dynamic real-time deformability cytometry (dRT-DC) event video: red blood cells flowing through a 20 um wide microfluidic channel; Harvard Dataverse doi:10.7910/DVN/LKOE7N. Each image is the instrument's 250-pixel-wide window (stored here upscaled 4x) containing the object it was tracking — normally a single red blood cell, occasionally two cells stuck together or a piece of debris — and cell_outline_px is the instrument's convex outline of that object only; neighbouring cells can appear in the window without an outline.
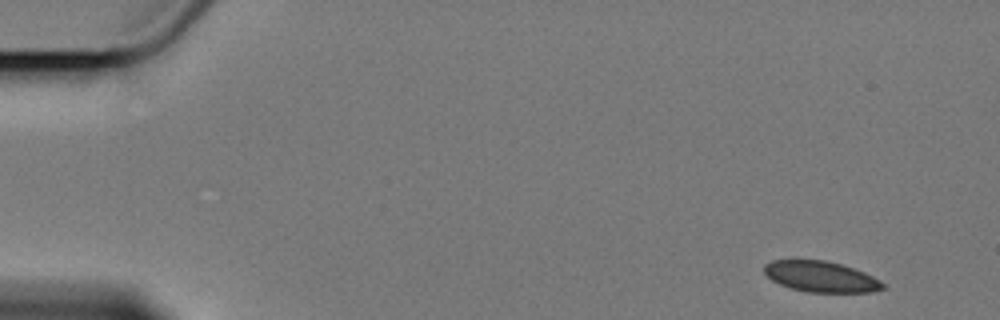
{"species": "Egyptian fruit bat (a non-hibernating species)", "species_latin": "Rousettus aegyptiacus", "temperature_condition": "cold", "stored_images_in_passage": 8, "camera_frame_rate_fps": 3000, "um_per_image_px": 0.085, "animal": {"sex": "female"}, "frame": {"image": 1, "passage_image": 1, "time_ms": 0.0, "image_size_px": [1000, 320], "cell_outline_px": [[884, 288], [872, 292], [804, 292], [788, 288], [772, 280], [764, 272], [764, 264], [772, 260], [824, 260], [840, 264], [864, 272], [880, 280], [884, 284]], "centroid_in_image_um": [69.75, 23.52], "position_along_channel_um": 15.3, "area_um2": 21.27}}
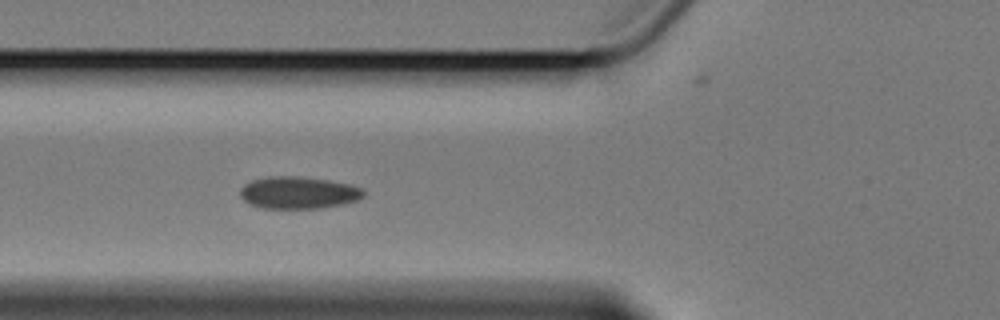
{"frame": {"image": 2, "passage_image": 6, "time_ms": 6.0, "image_size_px": [1000, 320], "cell_outline_px": [[364, 196], [360, 200], [344, 204], [320, 208], [264, 208], [248, 204], [240, 196], [240, 188], [244, 184], [252, 180], [268, 176], [300, 176], [328, 180], [352, 184], [364, 188]], "centroid_in_image_um": [25.39, 16.37], "position_along_channel_um": 100.4, "area_um2": 23.47}}
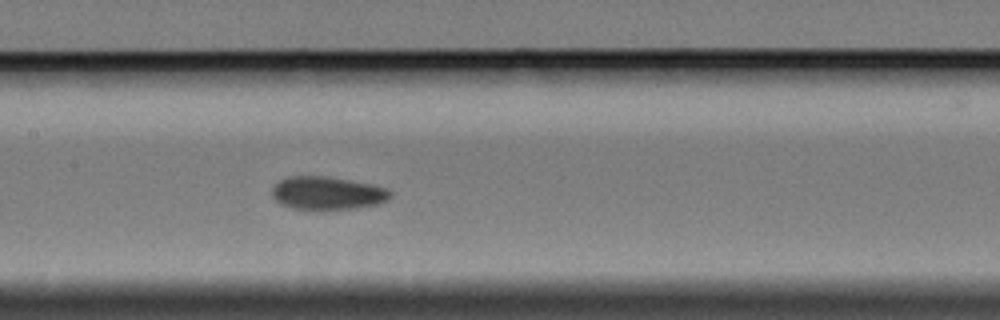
{"frame": {"image": 3, "passage_image": 8, "time_ms": 8.333, "image_size_px": [1000, 320], "cell_outline_px": [[392, 196], [388, 200], [376, 204], [356, 208], [324, 212], [292, 208], [280, 204], [272, 196], [272, 188], [280, 180], [288, 176], [328, 176], [372, 184], [388, 188], [392, 192]], "centroid_in_image_um": [27.83, 16.44], "position_along_channel_um": 179.6, "area_um2": 23.52}}